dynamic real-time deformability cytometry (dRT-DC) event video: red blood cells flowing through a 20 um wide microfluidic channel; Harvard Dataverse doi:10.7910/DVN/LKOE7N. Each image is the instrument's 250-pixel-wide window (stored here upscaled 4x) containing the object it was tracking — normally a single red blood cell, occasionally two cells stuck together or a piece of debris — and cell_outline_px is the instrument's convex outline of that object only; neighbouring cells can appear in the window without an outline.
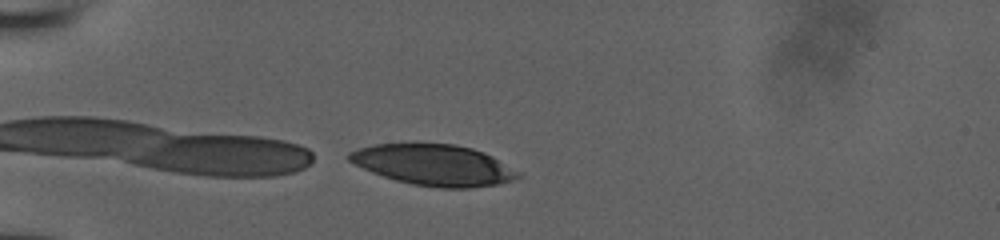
{"species": "human", "species_latin": "Homo sapiens", "temperature_condition": "room temperature", "stored_images_in_passage": 32, "camera_frame_rate_fps": 3000, "um_per_image_px": 0.085, "donor": {"sex": "male"}, "frame": {"image": 1, "passage_image": 1, "time_ms": 0.0, "image_size_px": [1000, 240], "cell_outline_px": [[520, 176], [512, 180], [496, 184], [472, 188], [440, 188], [412, 184], [396, 180], [372, 172], [348, 160], [348, 152], [360, 148], [376, 144], [456, 144], [472, 148], [484, 152], [492, 156], [520, 172]], "centroid_in_image_um": [36.89, 14.03], "position_along_channel_um": 48.1, "area_um2": 39.94}}
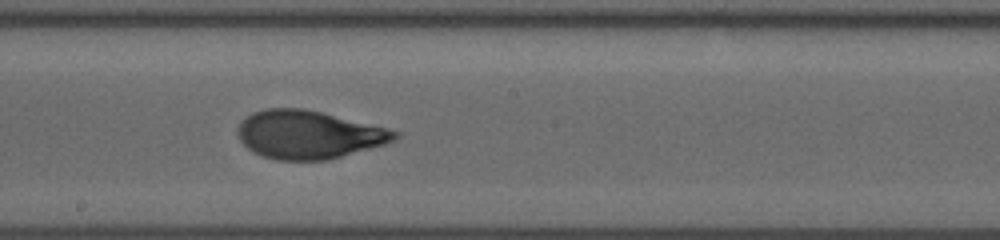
{"frame": {"image": 2, "passage_image": 16, "time_ms": 5.0, "image_size_px": [1000, 240], "cell_outline_px": [[400, 136], [396, 140], [384, 144], [328, 160], [276, 160], [252, 152], [240, 140], [236, 132], [236, 128], [240, 120], [252, 112], [264, 108], [304, 108], [388, 128], [400, 132]], "centroid_in_image_um": [26.2, 11.43], "position_along_channel_um": 222.0, "area_um2": 44.27}}
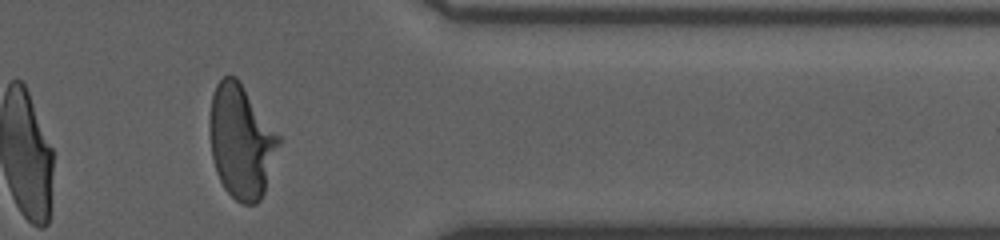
{"frame": {"image": 3, "passage_image": 29, "time_ms": 9.333, "image_size_px": [1000, 240], "cell_outline_px": [[280, 144], [264, 192], [260, 200], [256, 204], [244, 204], [236, 200], [224, 188], [216, 172], [212, 156], [208, 132], [208, 120], [212, 96], [216, 84], [224, 76], [236, 76], [280, 136]], "centroid_in_image_um": [20.48, 12.02], "position_along_channel_um": 390.9, "area_um2": 45.78}}